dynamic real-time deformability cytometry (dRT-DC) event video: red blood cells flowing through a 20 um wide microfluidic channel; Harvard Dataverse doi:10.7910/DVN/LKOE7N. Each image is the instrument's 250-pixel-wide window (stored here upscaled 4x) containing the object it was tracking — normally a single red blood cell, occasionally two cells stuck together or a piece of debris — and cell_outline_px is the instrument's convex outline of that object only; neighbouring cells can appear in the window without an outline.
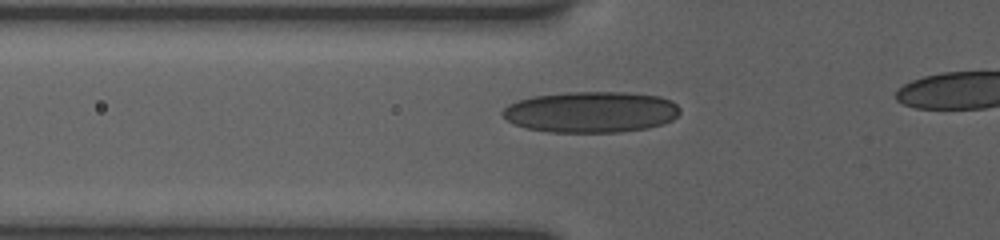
{"species": "human", "species_latin": "Homo sapiens", "temperature_condition": "room temperature", "stored_images_in_passage": 17, "segment_of_instrument_passage": [1, 2], "camera_frame_rate_fps": 3000, "um_per_image_px": 0.085, "donor": {"sex": "female"}, "frame": {"image": 1, "passage_image": 2, "time_ms": 0.667, "image_size_px": [1000, 240], "cell_outline_px": [[680, 112], [672, 120], [664, 124], [648, 128], [620, 132], [548, 132], [524, 128], [512, 124], [500, 112], [508, 104], [516, 100], [532, 96], [564, 92], [628, 92], [660, 96], [672, 100], [680, 108]], "centroid_in_image_um": [50.22, 9.52], "position_along_channel_um": 75.6, "area_um2": 43.0}}
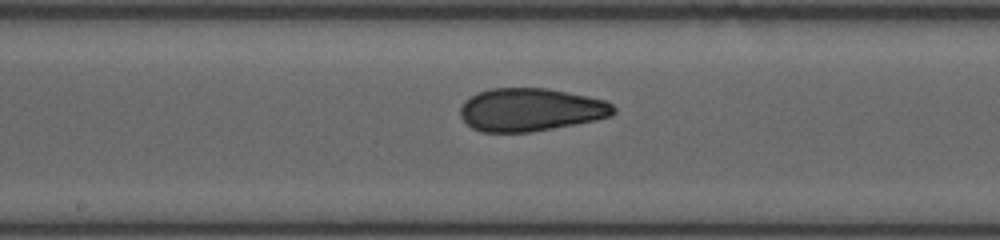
{"frame": {"image": 2, "passage_image": 9, "time_ms": 4.0, "image_size_px": [1000, 240], "cell_outline_px": [[616, 112], [612, 116], [596, 120], [532, 132], [480, 132], [472, 128], [460, 116], [460, 104], [464, 100], [476, 92], [492, 88], [548, 88], [604, 100], [612, 104], [616, 108]], "centroid_in_image_um": [45.08, 9.32], "position_along_channel_um": 203.1, "area_um2": 38.61}}
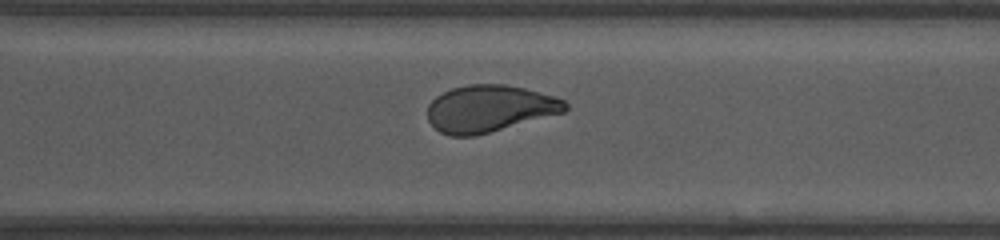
{"frame": {"image": 3, "passage_image": 15, "time_ms": 7.333, "image_size_px": [1000, 240], "cell_outline_px": [[568, 108], [564, 112], [476, 136], [452, 136], [440, 132], [428, 120], [428, 104], [436, 96], [452, 88], [468, 84], [504, 84], [524, 88], [552, 96], [564, 100], [568, 104]], "centroid_in_image_um": [41.59, 9.23], "position_along_channel_um": 329.0, "area_um2": 37.45}}